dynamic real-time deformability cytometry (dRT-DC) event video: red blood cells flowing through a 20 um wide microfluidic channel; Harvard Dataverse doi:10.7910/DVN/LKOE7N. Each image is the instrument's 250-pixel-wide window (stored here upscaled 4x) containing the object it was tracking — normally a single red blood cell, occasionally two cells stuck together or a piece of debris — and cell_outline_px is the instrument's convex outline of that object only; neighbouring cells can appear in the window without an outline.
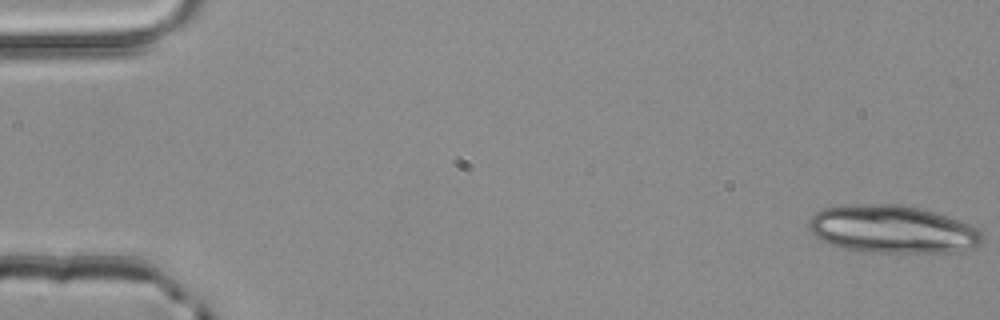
{"species": "common noctule bat (a hibernating species)", "species_latin": "Nyctalus noctula", "temperature_condition": "room temperature", "stored_images_in_passage": 5, "segment_of_instrument_passage": [1, 2], "camera_frame_rate_fps": 3000, "um_per_image_px": 0.085, "animal": {"sex": "male", "body_mass_g": 20.4}, "frame": {"image": 1, "passage_image": 1, "time_ms": 0.0, "image_size_px": [1000, 320], "cell_outline_px": [[984, 240], [980, 244], [972, 248], [960, 252], [872, 252], [840, 248], [816, 236], [808, 228], [808, 220], [816, 212], [824, 208], [848, 204], [900, 204], [920, 208], [936, 212], [968, 224], [976, 228], [984, 236]], "centroid_in_image_um": [75.87, 19.48], "position_along_channel_um": 9.1, "area_um2": 48.38}}